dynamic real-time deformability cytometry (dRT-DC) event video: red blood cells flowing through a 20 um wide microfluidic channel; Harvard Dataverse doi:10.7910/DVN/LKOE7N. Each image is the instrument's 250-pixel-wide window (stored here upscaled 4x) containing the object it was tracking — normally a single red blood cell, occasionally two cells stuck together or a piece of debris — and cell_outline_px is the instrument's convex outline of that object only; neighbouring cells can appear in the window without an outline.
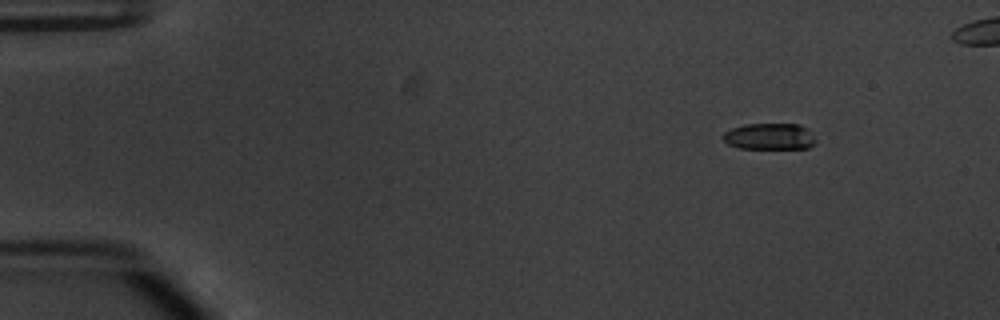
{"species": "common noctule bat (a hibernating species)", "species_latin": "Nyctalus noctula", "temperature_condition": "warm", "stored_images_in_passage": 46, "camera_frame_rate_fps": 3000, "um_per_image_px": 0.085, "animal": {"sex": "male", "body_mass_g": 20.1, "forearm_length_mm": 53.5}, "frame": {"image": 1, "passage_image": 1, "time_ms": 0.0, "image_size_px": [1000, 320], "cell_outline_px": [[816, 144], [808, 148], [740, 148], [728, 144], [720, 136], [724, 132], [732, 128], [744, 124], [800, 124], [808, 128], [816, 140]], "centroid_in_image_um": [65.42, 11.59], "position_along_channel_um": 19.6, "area_um2": 14.39}}
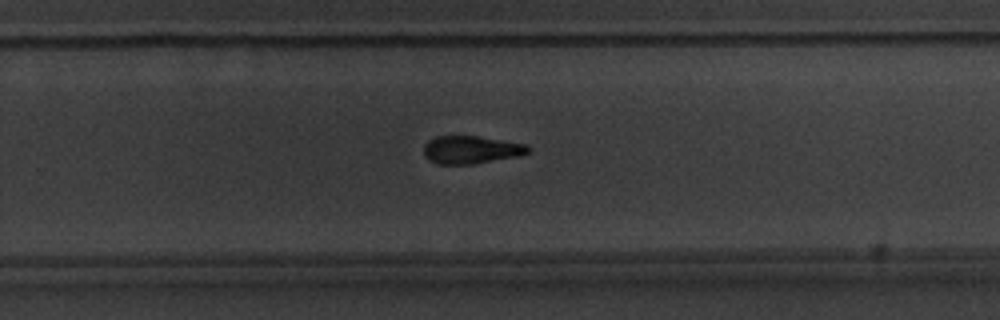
{"frame": {"image": 2, "passage_image": 30, "time_ms": 9.667, "image_size_px": [1000, 320], "cell_outline_px": [[532, 152], [520, 156], [472, 164], [440, 164], [428, 160], [424, 156], [424, 144], [428, 140], [436, 136], [476, 136], [528, 144], [532, 148]], "centroid_in_image_um": [40.08, 12.73], "position_along_channel_um": 289.7, "area_um2": 17.17}}
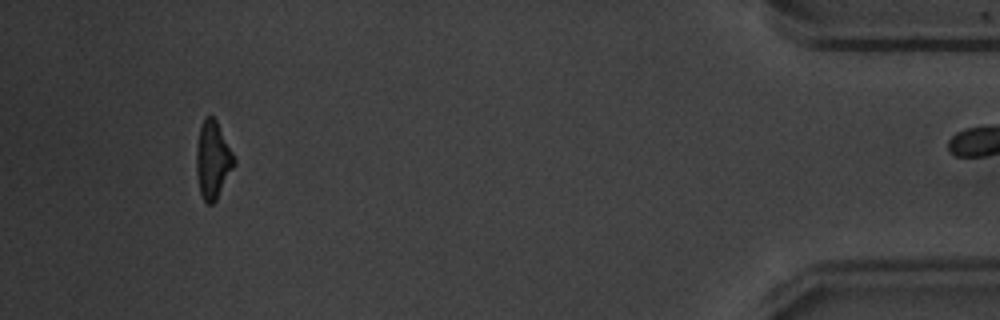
{"frame": {"image": 3, "passage_image": 45, "time_ms": 14.667, "image_size_px": [1000, 320], "cell_outline_px": [[236, 164], [216, 200], [212, 204], [208, 204], [204, 200], [200, 192], [196, 172], [196, 152], [200, 124], [204, 116], [212, 116], [216, 120], [236, 160]], "centroid_in_image_um": [18.08, 13.58], "position_along_channel_um": 417.1, "area_um2": 16.99}}